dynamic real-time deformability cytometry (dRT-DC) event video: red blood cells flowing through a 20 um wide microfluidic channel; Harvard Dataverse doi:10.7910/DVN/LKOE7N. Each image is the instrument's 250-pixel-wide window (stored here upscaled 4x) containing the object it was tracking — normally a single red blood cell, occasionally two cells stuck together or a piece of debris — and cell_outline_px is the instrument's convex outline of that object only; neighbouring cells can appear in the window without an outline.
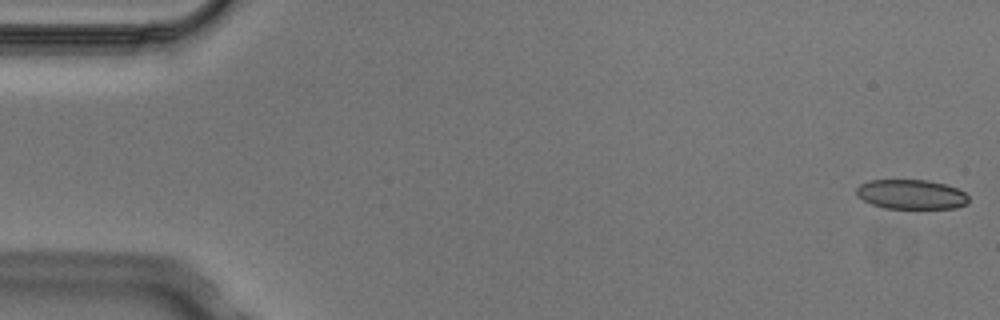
{"species": "Egyptian fruit bat (a non-hibernating species)", "species_latin": "Rousettus aegyptiacus", "temperature_condition": "cold", "stored_images_in_passage": 7, "camera_frame_rate_fps": 3000, "um_per_image_px": 0.085, "animal": {"sex": "male"}, "frame": {"image": 1, "passage_image": 1, "time_ms": 0.0, "image_size_px": [1000, 320], "cell_outline_px": [[968, 204], [956, 208], [884, 208], [872, 204], [864, 200], [856, 192], [856, 188], [860, 184], [868, 180], [928, 180], [944, 184], [956, 188], [964, 192], [968, 196]], "centroid_in_image_um": [77.47, 16.52], "position_along_channel_um": 7.5, "area_um2": 19.25}}
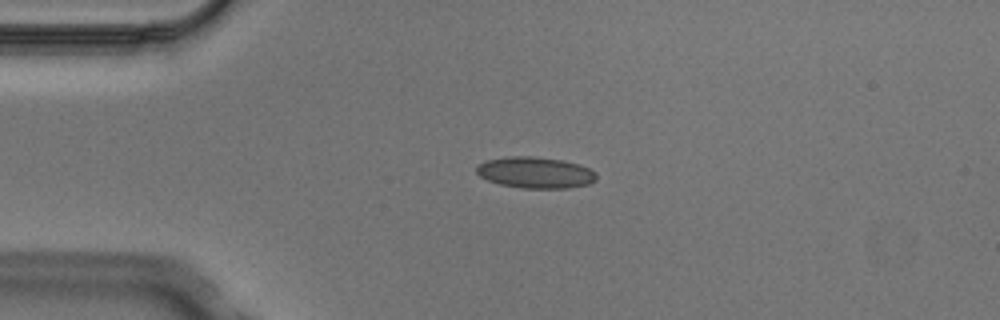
{"frame": {"image": 2, "passage_image": 4, "time_ms": 1.0, "image_size_px": [1000, 320], "cell_outline_px": [[596, 180], [588, 184], [568, 188], [520, 188], [500, 184], [488, 180], [480, 176], [476, 172], [476, 164], [484, 160], [508, 156], [532, 156], [564, 160], [580, 164], [596, 172]], "centroid_in_image_um": [45.48, 14.66], "position_along_channel_um": 39.5, "area_um2": 22.08}}
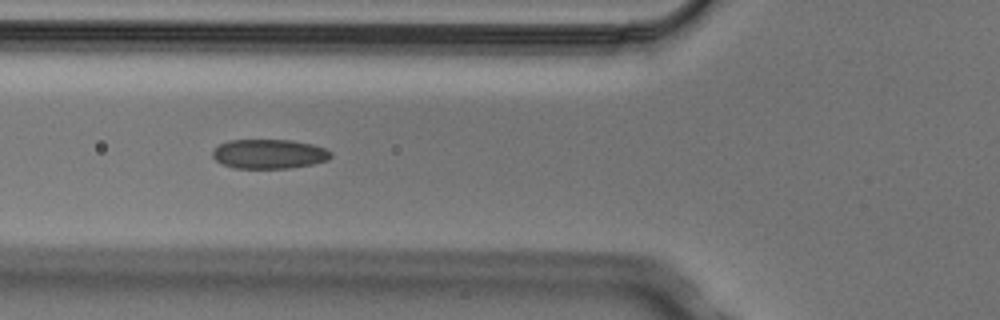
{"frame": {"image": 3, "passage_image": 6, "time_ms": 1.667, "image_size_px": [1000, 320], "cell_outline_px": [[332, 156], [328, 160], [312, 164], [288, 168], [232, 168], [216, 160], [212, 156], [212, 152], [220, 144], [228, 140], [292, 140], [312, 144], [324, 148], [332, 152]], "centroid_in_image_um": [22.88, 13.08], "position_along_channel_um": 102.9, "area_um2": 20.23}}